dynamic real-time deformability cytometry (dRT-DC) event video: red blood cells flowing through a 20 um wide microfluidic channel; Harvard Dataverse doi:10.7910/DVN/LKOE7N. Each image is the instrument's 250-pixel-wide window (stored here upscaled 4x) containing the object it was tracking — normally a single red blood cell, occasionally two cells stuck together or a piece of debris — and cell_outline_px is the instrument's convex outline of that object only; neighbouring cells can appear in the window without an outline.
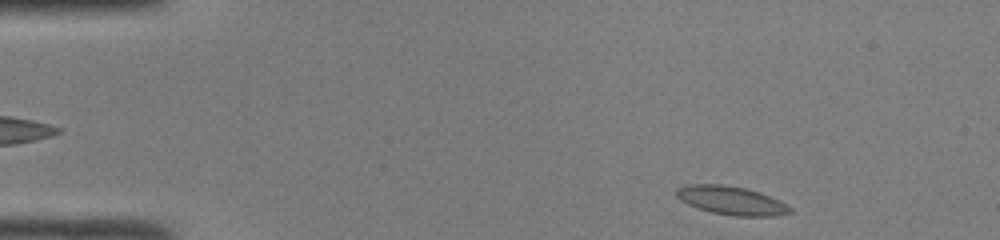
{"species": "common noctule bat (a hibernating species)", "species_latin": "Nyctalus noctula", "temperature_condition": "room temperature", "stored_images_in_passage": 45, "camera_frame_rate_fps": 3000, "um_per_image_px": 0.085, "animal": {"sex": "male", "body_mass_g": 19.0, "forearm_length_mm": 50.8}, "frame": {"image": 1, "passage_image": 3, "time_ms": 0.667, "image_size_px": [1000, 240], "cell_outline_px": [[792, 212], [772, 216], [732, 216], [712, 212], [688, 204], [680, 200], [676, 196], [676, 188], [684, 184], [720, 184], [744, 188], [760, 192], [780, 200], [788, 204], [792, 208]], "centroid_in_image_um": [62.16, 17.03], "position_along_channel_um": 22.8, "area_um2": 18.96}}
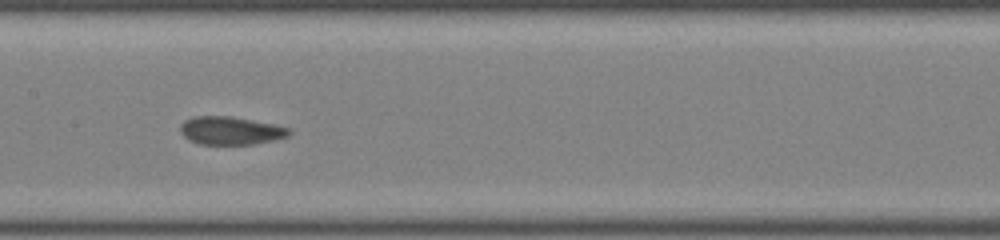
{"frame": {"image": 2, "passage_image": 21, "time_ms": 6.667, "image_size_px": [1000, 240], "cell_outline_px": [[292, 132], [288, 136], [276, 140], [252, 144], [200, 144], [188, 140], [180, 132], [180, 124], [184, 120], [196, 116], [232, 116], [272, 124], [288, 128]], "centroid_in_image_um": [19.58, 11.1], "position_along_channel_um": 187.8, "area_um2": 17.8}}
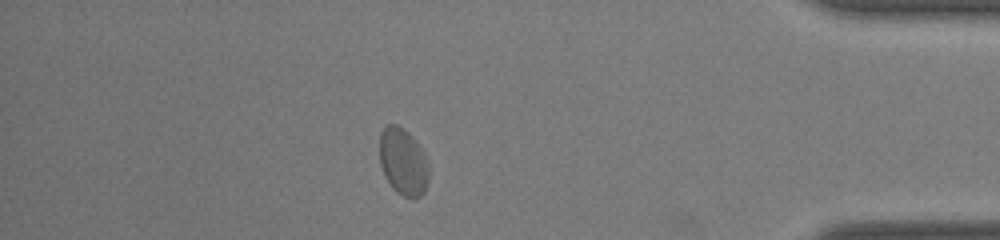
{"frame": {"image": 3, "passage_image": 39, "time_ms": 12.667, "image_size_px": [1000, 240], "cell_outline_px": [[428, 180], [424, 192], [420, 196], [412, 200], [396, 192], [392, 188], [384, 176], [380, 164], [380, 132], [388, 124], [396, 124], [408, 132], [412, 136], [420, 148], [428, 164]], "centroid_in_image_um": [34.25, 13.78], "position_along_channel_um": 401.0, "area_um2": 19.25}, "authors_computed_cell_mechanics": {"area_um2": 18.207, "velocity_mm_per_s": 4.1554, "shape_relaxation_time_tau1_ms": 7.2246, "shape_relaxation_time_tau2_ms": 0.7375, "deformation_change_tau1": 0.1005, "deformation_change_tau2": 0.0523}}